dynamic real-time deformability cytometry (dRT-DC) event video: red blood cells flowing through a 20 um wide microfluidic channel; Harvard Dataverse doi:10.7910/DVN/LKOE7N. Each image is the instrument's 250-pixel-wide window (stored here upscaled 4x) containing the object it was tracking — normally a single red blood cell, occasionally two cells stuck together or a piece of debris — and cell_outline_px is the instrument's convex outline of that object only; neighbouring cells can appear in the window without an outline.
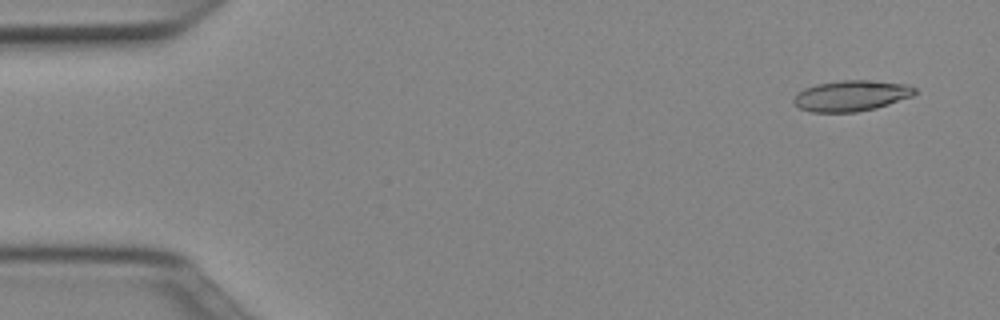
{"species": "Egyptian fruit bat (a non-hibernating species)", "species_latin": "Rousettus aegyptiacus", "temperature_condition": "cold", "stored_images_in_passage": 50, "camera_frame_rate_fps": 3000, "um_per_image_px": 0.085, "animal": {"sex": "female"}, "frame": {"image": 1, "passage_image": 3, "time_ms": 0.667, "image_size_px": [1000, 320], "cell_outline_px": [[916, 92], [912, 96], [876, 108], [856, 112], [812, 112], [800, 108], [792, 104], [792, 100], [804, 88], [816, 84], [840, 80], [864, 80], [908, 84], [916, 88]], "centroid_in_image_um": [72.34, 8.14], "position_along_channel_um": 12.7, "area_um2": 21.68}}
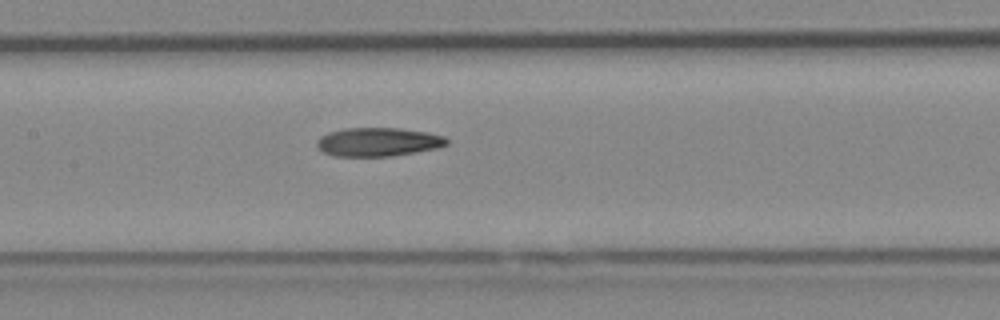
{"frame": {"image": 2, "passage_image": 24, "time_ms": 7.667, "image_size_px": [1000, 320], "cell_outline_px": [[448, 144], [440, 148], [392, 156], [332, 156], [316, 148], [316, 140], [320, 136], [328, 132], [344, 128], [400, 128], [428, 132], [444, 136], [448, 140]], "centroid_in_image_um": [32.13, 12.06], "position_along_channel_um": 175.3, "area_um2": 22.02}}
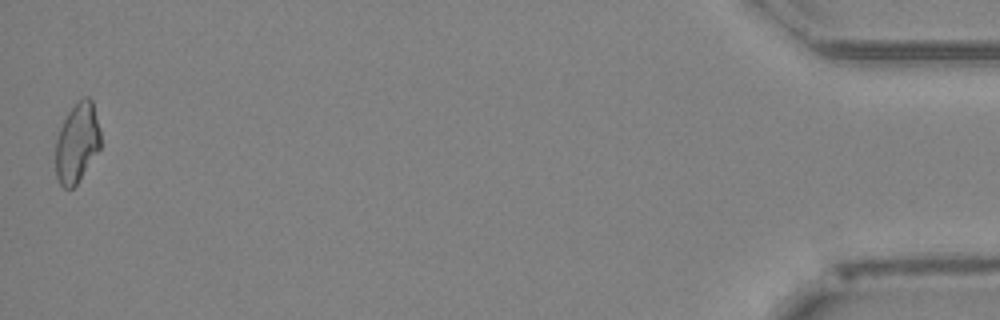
{"frame": {"image": 3, "passage_image": 50, "time_ms": 16.333, "image_size_px": [1000, 320], "cell_outline_px": [[100, 148], [76, 184], [72, 188], [64, 188], [60, 184], [56, 176], [56, 140], [60, 128], [68, 112], [84, 96], [88, 96], [92, 100], [100, 132]], "centroid_in_image_um": [6.54, 12.14], "position_along_channel_um": 428.7, "area_um2": 20.46}}